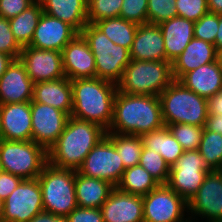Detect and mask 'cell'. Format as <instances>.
<instances>
[{
  "instance_id": "6da1fadb",
  "label": "cell",
  "mask_w": 222,
  "mask_h": 222,
  "mask_svg": "<svg viewBox=\"0 0 222 222\" xmlns=\"http://www.w3.org/2000/svg\"><path fill=\"white\" fill-rule=\"evenodd\" d=\"M164 126L159 96L117 91L113 119L107 133L141 136Z\"/></svg>"
},
{
  "instance_id": "7a4b0ae2",
  "label": "cell",
  "mask_w": 222,
  "mask_h": 222,
  "mask_svg": "<svg viewBox=\"0 0 222 222\" xmlns=\"http://www.w3.org/2000/svg\"><path fill=\"white\" fill-rule=\"evenodd\" d=\"M106 133L97 124L69 116L62 134L48 150V162L58 168L77 171Z\"/></svg>"
},
{
  "instance_id": "3957f363",
  "label": "cell",
  "mask_w": 222,
  "mask_h": 222,
  "mask_svg": "<svg viewBox=\"0 0 222 222\" xmlns=\"http://www.w3.org/2000/svg\"><path fill=\"white\" fill-rule=\"evenodd\" d=\"M71 85V116L97 124L108 131L113 119L116 83L95 77L71 80Z\"/></svg>"
},
{
  "instance_id": "277c9868",
  "label": "cell",
  "mask_w": 222,
  "mask_h": 222,
  "mask_svg": "<svg viewBox=\"0 0 222 222\" xmlns=\"http://www.w3.org/2000/svg\"><path fill=\"white\" fill-rule=\"evenodd\" d=\"M164 125L189 124L205 127L208 99L174 80L159 95Z\"/></svg>"
},
{
  "instance_id": "5b68a950",
  "label": "cell",
  "mask_w": 222,
  "mask_h": 222,
  "mask_svg": "<svg viewBox=\"0 0 222 222\" xmlns=\"http://www.w3.org/2000/svg\"><path fill=\"white\" fill-rule=\"evenodd\" d=\"M174 80L169 60L131 59L116 86L124 94L159 96Z\"/></svg>"
},
{
  "instance_id": "8992f818",
  "label": "cell",
  "mask_w": 222,
  "mask_h": 222,
  "mask_svg": "<svg viewBox=\"0 0 222 222\" xmlns=\"http://www.w3.org/2000/svg\"><path fill=\"white\" fill-rule=\"evenodd\" d=\"M37 179L44 211L66 217L77 207L75 170L58 168L48 162Z\"/></svg>"
},
{
  "instance_id": "52a82bcc",
  "label": "cell",
  "mask_w": 222,
  "mask_h": 222,
  "mask_svg": "<svg viewBox=\"0 0 222 222\" xmlns=\"http://www.w3.org/2000/svg\"><path fill=\"white\" fill-rule=\"evenodd\" d=\"M95 57L96 78L117 84L125 67L130 63V51L114 44L94 24H87L81 31Z\"/></svg>"
},
{
  "instance_id": "ba28073f",
  "label": "cell",
  "mask_w": 222,
  "mask_h": 222,
  "mask_svg": "<svg viewBox=\"0 0 222 222\" xmlns=\"http://www.w3.org/2000/svg\"><path fill=\"white\" fill-rule=\"evenodd\" d=\"M0 161L4 172L35 179L48 163V151L32 140L0 139Z\"/></svg>"
},
{
  "instance_id": "9c48e42d",
  "label": "cell",
  "mask_w": 222,
  "mask_h": 222,
  "mask_svg": "<svg viewBox=\"0 0 222 222\" xmlns=\"http://www.w3.org/2000/svg\"><path fill=\"white\" fill-rule=\"evenodd\" d=\"M210 171L199 150L184 151L170 167L166 185L188 202Z\"/></svg>"
},
{
  "instance_id": "30bf717a",
  "label": "cell",
  "mask_w": 222,
  "mask_h": 222,
  "mask_svg": "<svg viewBox=\"0 0 222 222\" xmlns=\"http://www.w3.org/2000/svg\"><path fill=\"white\" fill-rule=\"evenodd\" d=\"M142 198L144 222H182L188 217V203L166 184Z\"/></svg>"
},
{
  "instance_id": "8fae6325",
  "label": "cell",
  "mask_w": 222,
  "mask_h": 222,
  "mask_svg": "<svg viewBox=\"0 0 222 222\" xmlns=\"http://www.w3.org/2000/svg\"><path fill=\"white\" fill-rule=\"evenodd\" d=\"M114 144L105 136L85 157L80 174L107 181L116 187L125 171Z\"/></svg>"
},
{
  "instance_id": "7c38bea8",
  "label": "cell",
  "mask_w": 222,
  "mask_h": 222,
  "mask_svg": "<svg viewBox=\"0 0 222 222\" xmlns=\"http://www.w3.org/2000/svg\"><path fill=\"white\" fill-rule=\"evenodd\" d=\"M42 211L43 199L38 179H23L4 200L2 222H28Z\"/></svg>"
},
{
  "instance_id": "4fadbf2b",
  "label": "cell",
  "mask_w": 222,
  "mask_h": 222,
  "mask_svg": "<svg viewBox=\"0 0 222 222\" xmlns=\"http://www.w3.org/2000/svg\"><path fill=\"white\" fill-rule=\"evenodd\" d=\"M188 217L200 222L222 221V176L218 170L208 172L195 195L187 202Z\"/></svg>"
},
{
  "instance_id": "5bb4252c",
  "label": "cell",
  "mask_w": 222,
  "mask_h": 222,
  "mask_svg": "<svg viewBox=\"0 0 222 222\" xmlns=\"http://www.w3.org/2000/svg\"><path fill=\"white\" fill-rule=\"evenodd\" d=\"M68 117L50 105L31 101L32 141L48 151L62 134Z\"/></svg>"
},
{
  "instance_id": "9a60e30c",
  "label": "cell",
  "mask_w": 222,
  "mask_h": 222,
  "mask_svg": "<svg viewBox=\"0 0 222 222\" xmlns=\"http://www.w3.org/2000/svg\"><path fill=\"white\" fill-rule=\"evenodd\" d=\"M19 59L34 84L65 77L60 51L25 46Z\"/></svg>"
},
{
  "instance_id": "2e32d148",
  "label": "cell",
  "mask_w": 222,
  "mask_h": 222,
  "mask_svg": "<svg viewBox=\"0 0 222 222\" xmlns=\"http://www.w3.org/2000/svg\"><path fill=\"white\" fill-rule=\"evenodd\" d=\"M61 53L66 78L69 80L95 78V57L81 33H78Z\"/></svg>"
},
{
  "instance_id": "e0dca14e",
  "label": "cell",
  "mask_w": 222,
  "mask_h": 222,
  "mask_svg": "<svg viewBox=\"0 0 222 222\" xmlns=\"http://www.w3.org/2000/svg\"><path fill=\"white\" fill-rule=\"evenodd\" d=\"M77 34L69 24L43 12L29 46L61 52Z\"/></svg>"
},
{
  "instance_id": "ac0fdd59",
  "label": "cell",
  "mask_w": 222,
  "mask_h": 222,
  "mask_svg": "<svg viewBox=\"0 0 222 222\" xmlns=\"http://www.w3.org/2000/svg\"><path fill=\"white\" fill-rule=\"evenodd\" d=\"M34 83L20 59H14L0 77V105L31 102Z\"/></svg>"
},
{
  "instance_id": "d6986e66",
  "label": "cell",
  "mask_w": 222,
  "mask_h": 222,
  "mask_svg": "<svg viewBox=\"0 0 222 222\" xmlns=\"http://www.w3.org/2000/svg\"><path fill=\"white\" fill-rule=\"evenodd\" d=\"M104 222H144L143 198L115 187L101 206Z\"/></svg>"
},
{
  "instance_id": "ffe728a7",
  "label": "cell",
  "mask_w": 222,
  "mask_h": 222,
  "mask_svg": "<svg viewBox=\"0 0 222 222\" xmlns=\"http://www.w3.org/2000/svg\"><path fill=\"white\" fill-rule=\"evenodd\" d=\"M1 139L32 140L31 102L0 105Z\"/></svg>"
},
{
  "instance_id": "44dd1931",
  "label": "cell",
  "mask_w": 222,
  "mask_h": 222,
  "mask_svg": "<svg viewBox=\"0 0 222 222\" xmlns=\"http://www.w3.org/2000/svg\"><path fill=\"white\" fill-rule=\"evenodd\" d=\"M130 59L146 61H162L166 58L161 28L146 23L138 25L137 32L130 49Z\"/></svg>"
},
{
  "instance_id": "7402d4cb",
  "label": "cell",
  "mask_w": 222,
  "mask_h": 222,
  "mask_svg": "<svg viewBox=\"0 0 222 222\" xmlns=\"http://www.w3.org/2000/svg\"><path fill=\"white\" fill-rule=\"evenodd\" d=\"M178 81L187 89L209 100L222 90V70L216 60L184 74Z\"/></svg>"
},
{
  "instance_id": "603a6c76",
  "label": "cell",
  "mask_w": 222,
  "mask_h": 222,
  "mask_svg": "<svg viewBox=\"0 0 222 222\" xmlns=\"http://www.w3.org/2000/svg\"><path fill=\"white\" fill-rule=\"evenodd\" d=\"M218 52L213 44L193 38L183 52L173 60L172 72L178 81L184 74L217 60Z\"/></svg>"
},
{
  "instance_id": "cb8c5ba5",
  "label": "cell",
  "mask_w": 222,
  "mask_h": 222,
  "mask_svg": "<svg viewBox=\"0 0 222 222\" xmlns=\"http://www.w3.org/2000/svg\"><path fill=\"white\" fill-rule=\"evenodd\" d=\"M32 101L50 105L71 116L73 108L71 80L63 77L35 83Z\"/></svg>"
},
{
  "instance_id": "d4e9b609",
  "label": "cell",
  "mask_w": 222,
  "mask_h": 222,
  "mask_svg": "<svg viewBox=\"0 0 222 222\" xmlns=\"http://www.w3.org/2000/svg\"><path fill=\"white\" fill-rule=\"evenodd\" d=\"M195 22L183 17H173L160 23L166 58L172 63L194 38Z\"/></svg>"
},
{
  "instance_id": "484cf974",
  "label": "cell",
  "mask_w": 222,
  "mask_h": 222,
  "mask_svg": "<svg viewBox=\"0 0 222 222\" xmlns=\"http://www.w3.org/2000/svg\"><path fill=\"white\" fill-rule=\"evenodd\" d=\"M43 12L81 33L87 22V0H39Z\"/></svg>"
},
{
  "instance_id": "4316f807",
  "label": "cell",
  "mask_w": 222,
  "mask_h": 222,
  "mask_svg": "<svg viewBox=\"0 0 222 222\" xmlns=\"http://www.w3.org/2000/svg\"><path fill=\"white\" fill-rule=\"evenodd\" d=\"M114 188L107 181L86 177L75 170V192L78 207L101 208Z\"/></svg>"
},
{
  "instance_id": "83f0119b",
  "label": "cell",
  "mask_w": 222,
  "mask_h": 222,
  "mask_svg": "<svg viewBox=\"0 0 222 222\" xmlns=\"http://www.w3.org/2000/svg\"><path fill=\"white\" fill-rule=\"evenodd\" d=\"M141 139L144 147L160 153L170 167L184 152L180 143L165 125L160 129L142 134Z\"/></svg>"
},
{
  "instance_id": "f1b7e54d",
  "label": "cell",
  "mask_w": 222,
  "mask_h": 222,
  "mask_svg": "<svg viewBox=\"0 0 222 222\" xmlns=\"http://www.w3.org/2000/svg\"><path fill=\"white\" fill-rule=\"evenodd\" d=\"M42 13L41 3L35 1L22 13L9 19L10 29L14 38L22 48L30 45Z\"/></svg>"
},
{
  "instance_id": "f546056e",
  "label": "cell",
  "mask_w": 222,
  "mask_h": 222,
  "mask_svg": "<svg viewBox=\"0 0 222 222\" xmlns=\"http://www.w3.org/2000/svg\"><path fill=\"white\" fill-rule=\"evenodd\" d=\"M114 44L127 48L132 47L138 24L123 18H106L94 23Z\"/></svg>"
},
{
  "instance_id": "4dcf8cb0",
  "label": "cell",
  "mask_w": 222,
  "mask_h": 222,
  "mask_svg": "<svg viewBox=\"0 0 222 222\" xmlns=\"http://www.w3.org/2000/svg\"><path fill=\"white\" fill-rule=\"evenodd\" d=\"M159 183L140 165L125 169L120 183L116 186L120 191L144 196L155 189Z\"/></svg>"
},
{
  "instance_id": "1f68e13d",
  "label": "cell",
  "mask_w": 222,
  "mask_h": 222,
  "mask_svg": "<svg viewBox=\"0 0 222 222\" xmlns=\"http://www.w3.org/2000/svg\"><path fill=\"white\" fill-rule=\"evenodd\" d=\"M106 137L114 144L125 168L139 165L143 149L141 136L106 133Z\"/></svg>"
},
{
  "instance_id": "d6a6232c",
  "label": "cell",
  "mask_w": 222,
  "mask_h": 222,
  "mask_svg": "<svg viewBox=\"0 0 222 222\" xmlns=\"http://www.w3.org/2000/svg\"><path fill=\"white\" fill-rule=\"evenodd\" d=\"M198 150L211 171L222 167V135L220 133L204 127Z\"/></svg>"
},
{
  "instance_id": "836d02e7",
  "label": "cell",
  "mask_w": 222,
  "mask_h": 222,
  "mask_svg": "<svg viewBox=\"0 0 222 222\" xmlns=\"http://www.w3.org/2000/svg\"><path fill=\"white\" fill-rule=\"evenodd\" d=\"M139 165L146 169L159 184H167L170 174V165L160 153L143 146Z\"/></svg>"
},
{
  "instance_id": "e575fe53",
  "label": "cell",
  "mask_w": 222,
  "mask_h": 222,
  "mask_svg": "<svg viewBox=\"0 0 222 222\" xmlns=\"http://www.w3.org/2000/svg\"><path fill=\"white\" fill-rule=\"evenodd\" d=\"M123 0H87V22L119 17Z\"/></svg>"
},
{
  "instance_id": "d590c367",
  "label": "cell",
  "mask_w": 222,
  "mask_h": 222,
  "mask_svg": "<svg viewBox=\"0 0 222 222\" xmlns=\"http://www.w3.org/2000/svg\"><path fill=\"white\" fill-rule=\"evenodd\" d=\"M167 127L184 151L199 149L204 127L182 123L167 125Z\"/></svg>"
},
{
  "instance_id": "8d00e7d4",
  "label": "cell",
  "mask_w": 222,
  "mask_h": 222,
  "mask_svg": "<svg viewBox=\"0 0 222 222\" xmlns=\"http://www.w3.org/2000/svg\"><path fill=\"white\" fill-rule=\"evenodd\" d=\"M175 2L176 0H148V23L159 25L164 21L178 16Z\"/></svg>"
},
{
  "instance_id": "74e56055",
  "label": "cell",
  "mask_w": 222,
  "mask_h": 222,
  "mask_svg": "<svg viewBox=\"0 0 222 222\" xmlns=\"http://www.w3.org/2000/svg\"><path fill=\"white\" fill-rule=\"evenodd\" d=\"M219 26V14L207 12L194 25V38L214 45Z\"/></svg>"
},
{
  "instance_id": "f35d334b",
  "label": "cell",
  "mask_w": 222,
  "mask_h": 222,
  "mask_svg": "<svg viewBox=\"0 0 222 222\" xmlns=\"http://www.w3.org/2000/svg\"><path fill=\"white\" fill-rule=\"evenodd\" d=\"M147 5L148 0H123L119 17L138 25L146 24Z\"/></svg>"
},
{
  "instance_id": "ab89813d",
  "label": "cell",
  "mask_w": 222,
  "mask_h": 222,
  "mask_svg": "<svg viewBox=\"0 0 222 222\" xmlns=\"http://www.w3.org/2000/svg\"><path fill=\"white\" fill-rule=\"evenodd\" d=\"M175 6L179 17L193 22L209 12L207 0H176Z\"/></svg>"
},
{
  "instance_id": "60d3db41",
  "label": "cell",
  "mask_w": 222,
  "mask_h": 222,
  "mask_svg": "<svg viewBox=\"0 0 222 222\" xmlns=\"http://www.w3.org/2000/svg\"><path fill=\"white\" fill-rule=\"evenodd\" d=\"M22 47L18 44L10 29L9 19L0 17V52L18 59Z\"/></svg>"
},
{
  "instance_id": "b9f144b4",
  "label": "cell",
  "mask_w": 222,
  "mask_h": 222,
  "mask_svg": "<svg viewBox=\"0 0 222 222\" xmlns=\"http://www.w3.org/2000/svg\"><path fill=\"white\" fill-rule=\"evenodd\" d=\"M68 222H104L100 208L76 207L66 216Z\"/></svg>"
},
{
  "instance_id": "7bdbcfd3",
  "label": "cell",
  "mask_w": 222,
  "mask_h": 222,
  "mask_svg": "<svg viewBox=\"0 0 222 222\" xmlns=\"http://www.w3.org/2000/svg\"><path fill=\"white\" fill-rule=\"evenodd\" d=\"M35 0H0V17L11 19L32 5Z\"/></svg>"
},
{
  "instance_id": "ee69618b",
  "label": "cell",
  "mask_w": 222,
  "mask_h": 222,
  "mask_svg": "<svg viewBox=\"0 0 222 222\" xmlns=\"http://www.w3.org/2000/svg\"><path fill=\"white\" fill-rule=\"evenodd\" d=\"M23 179L8 172L0 174V198L5 200Z\"/></svg>"
},
{
  "instance_id": "f6af8a7d",
  "label": "cell",
  "mask_w": 222,
  "mask_h": 222,
  "mask_svg": "<svg viewBox=\"0 0 222 222\" xmlns=\"http://www.w3.org/2000/svg\"><path fill=\"white\" fill-rule=\"evenodd\" d=\"M28 222H68L65 216H56L50 212L42 211Z\"/></svg>"
},
{
  "instance_id": "bcb514c9",
  "label": "cell",
  "mask_w": 222,
  "mask_h": 222,
  "mask_svg": "<svg viewBox=\"0 0 222 222\" xmlns=\"http://www.w3.org/2000/svg\"><path fill=\"white\" fill-rule=\"evenodd\" d=\"M205 127L213 132L222 135V115H214L208 113Z\"/></svg>"
},
{
  "instance_id": "7dc6e473",
  "label": "cell",
  "mask_w": 222,
  "mask_h": 222,
  "mask_svg": "<svg viewBox=\"0 0 222 222\" xmlns=\"http://www.w3.org/2000/svg\"><path fill=\"white\" fill-rule=\"evenodd\" d=\"M208 109L210 114L222 115V90L208 100Z\"/></svg>"
},
{
  "instance_id": "c3c4849f",
  "label": "cell",
  "mask_w": 222,
  "mask_h": 222,
  "mask_svg": "<svg viewBox=\"0 0 222 222\" xmlns=\"http://www.w3.org/2000/svg\"><path fill=\"white\" fill-rule=\"evenodd\" d=\"M14 60L13 57L0 52V77L3 75V73L7 70L9 65L12 63Z\"/></svg>"
},
{
  "instance_id": "681fc988",
  "label": "cell",
  "mask_w": 222,
  "mask_h": 222,
  "mask_svg": "<svg viewBox=\"0 0 222 222\" xmlns=\"http://www.w3.org/2000/svg\"><path fill=\"white\" fill-rule=\"evenodd\" d=\"M214 46L217 52L222 51V14H219V26L216 34Z\"/></svg>"
},
{
  "instance_id": "f907efd6",
  "label": "cell",
  "mask_w": 222,
  "mask_h": 222,
  "mask_svg": "<svg viewBox=\"0 0 222 222\" xmlns=\"http://www.w3.org/2000/svg\"><path fill=\"white\" fill-rule=\"evenodd\" d=\"M209 12L222 14V0H207Z\"/></svg>"
},
{
  "instance_id": "816d5d0a",
  "label": "cell",
  "mask_w": 222,
  "mask_h": 222,
  "mask_svg": "<svg viewBox=\"0 0 222 222\" xmlns=\"http://www.w3.org/2000/svg\"><path fill=\"white\" fill-rule=\"evenodd\" d=\"M3 213H4V200L0 198V222H2Z\"/></svg>"
},
{
  "instance_id": "f5cc1de1",
  "label": "cell",
  "mask_w": 222,
  "mask_h": 222,
  "mask_svg": "<svg viewBox=\"0 0 222 222\" xmlns=\"http://www.w3.org/2000/svg\"><path fill=\"white\" fill-rule=\"evenodd\" d=\"M217 60L220 64L221 70H222V51L218 52Z\"/></svg>"
},
{
  "instance_id": "db71d44e",
  "label": "cell",
  "mask_w": 222,
  "mask_h": 222,
  "mask_svg": "<svg viewBox=\"0 0 222 222\" xmlns=\"http://www.w3.org/2000/svg\"><path fill=\"white\" fill-rule=\"evenodd\" d=\"M182 222H200L197 219L191 218V217H187L184 221Z\"/></svg>"
},
{
  "instance_id": "11a10c76",
  "label": "cell",
  "mask_w": 222,
  "mask_h": 222,
  "mask_svg": "<svg viewBox=\"0 0 222 222\" xmlns=\"http://www.w3.org/2000/svg\"><path fill=\"white\" fill-rule=\"evenodd\" d=\"M1 134H2V126H1V117H0V139H1Z\"/></svg>"
},
{
  "instance_id": "9f6ffc18",
  "label": "cell",
  "mask_w": 222,
  "mask_h": 222,
  "mask_svg": "<svg viewBox=\"0 0 222 222\" xmlns=\"http://www.w3.org/2000/svg\"><path fill=\"white\" fill-rule=\"evenodd\" d=\"M3 172L2 163L0 161V174Z\"/></svg>"
},
{
  "instance_id": "6f0895ef",
  "label": "cell",
  "mask_w": 222,
  "mask_h": 222,
  "mask_svg": "<svg viewBox=\"0 0 222 222\" xmlns=\"http://www.w3.org/2000/svg\"><path fill=\"white\" fill-rule=\"evenodd\" d=\"M218 171L220 172V174L222 176V167Z\"/></svg>"
}]
</instances>
